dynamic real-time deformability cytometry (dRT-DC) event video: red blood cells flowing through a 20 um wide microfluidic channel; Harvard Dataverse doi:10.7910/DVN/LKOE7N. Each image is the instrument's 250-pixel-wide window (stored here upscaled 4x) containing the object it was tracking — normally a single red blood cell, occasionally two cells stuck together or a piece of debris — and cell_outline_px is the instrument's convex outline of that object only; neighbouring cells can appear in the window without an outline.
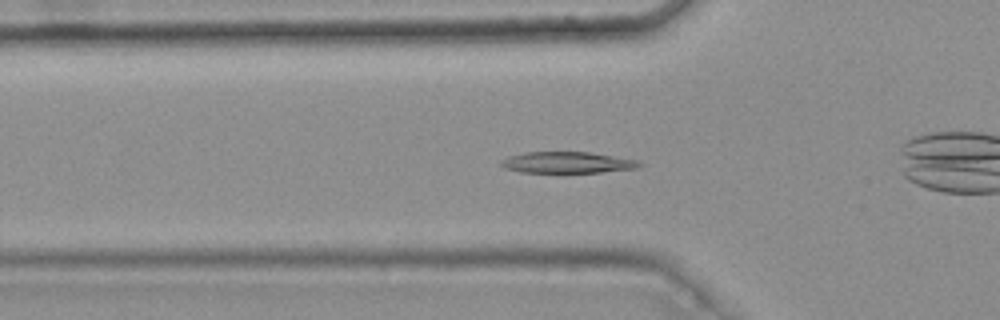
{"species": "common noctule bat (a hibernating species)", "species_latin": "Nyctalus noctula", "temperature_condition": "warm", "stored_images_in_passage": 41, "camera_frame_rate_fps": 3000, "um_per_image_px": 0.085, "animal": {"sex": "female", "body_mass_g": 25.1}, "frame": {"image": 1, "passage_image": 12, "time_ms": 3.667, "image_size_px": [1000, 320], "cell_outline_px": [[644, 164], [636, 168], [600, 172], [520, 172], [504, 168], [500, 164], [500, 160], [508, 156], [524, 152], [588, 152], [640, 160]], "centroid_in_image_um": [48.21, 13.8], "position_along_channel_um": 77.6, "area_um2": 17.17}}
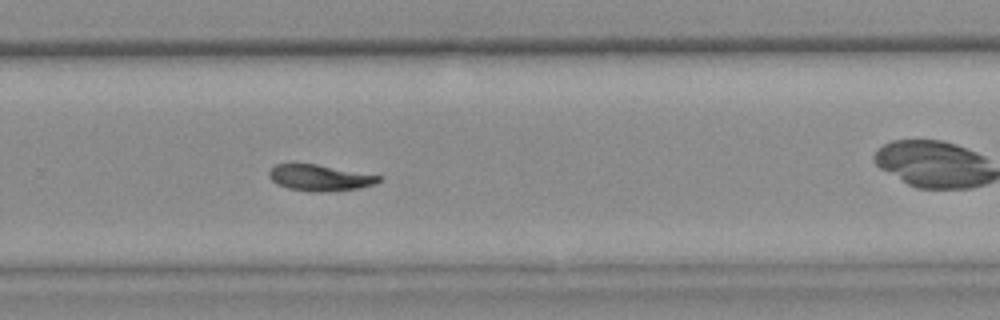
{"frame": {"image": 2, "passage_image": 30, "time_ms": 9.667, "image_size_px": [1000, 320], "cell_outline_px": [[380, 180], [372, 184], [360, 188], [324, 192], [312, 192], [288, 188], [276, 184], [268, 176], [268, 172], [276, 164], [316, 164], [380, 176]], "centroid_in_image_um": [27.12, 15.12], "position_along_channel_um": 302.7, "area_um2": 16.47}, "authors_computed_cell_mechanics": {"area_um2": 17.3978, "velocity_mm_per_s": 3.7571, "shape_relaxation_time_tau1_ms": 9.3038, "shape_relaxation_time_tau2_ms": 8.5213, "deformation_change_tau1": 0.2328, "deformation_change_tau2": 0.1127}}